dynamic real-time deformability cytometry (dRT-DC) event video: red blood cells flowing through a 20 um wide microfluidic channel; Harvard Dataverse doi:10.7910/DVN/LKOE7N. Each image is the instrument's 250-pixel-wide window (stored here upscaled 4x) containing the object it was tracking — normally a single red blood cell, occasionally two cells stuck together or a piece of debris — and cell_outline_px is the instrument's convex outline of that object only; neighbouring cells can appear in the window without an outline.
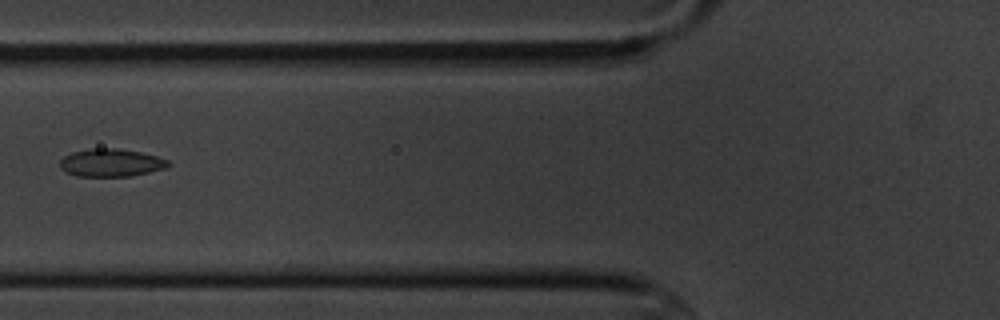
{"species": "common noctule bat (a hibernating species)", "species_latin": "Nyctalus noctula", "temperature_condition": "cold", "stored_images_in_passage": 4, "camera_frame_rate_fps": 3000, "um_per_image_px": 0.085, "animal": {"sex": "male", "body_mass_g": 20.1, "forearm_length_mm": 53.5}, "frame": {"image": 1, "passage_image": 4, "time_ms": 3.333, "image_size_px": [1000, 320], "cell_outline_px": [[172, 164], [164, 168], [132, 176], [76, 176], [60, 168], [60, 160], [64, 156], [72, 152], [88, 148], [120, 148], [140, 152], [156, 156], [168, 160]], "centroid_in_image_um": [9.43, 13.82], "position_along_channel_um": 116.4, "area_um2": 17.57}}